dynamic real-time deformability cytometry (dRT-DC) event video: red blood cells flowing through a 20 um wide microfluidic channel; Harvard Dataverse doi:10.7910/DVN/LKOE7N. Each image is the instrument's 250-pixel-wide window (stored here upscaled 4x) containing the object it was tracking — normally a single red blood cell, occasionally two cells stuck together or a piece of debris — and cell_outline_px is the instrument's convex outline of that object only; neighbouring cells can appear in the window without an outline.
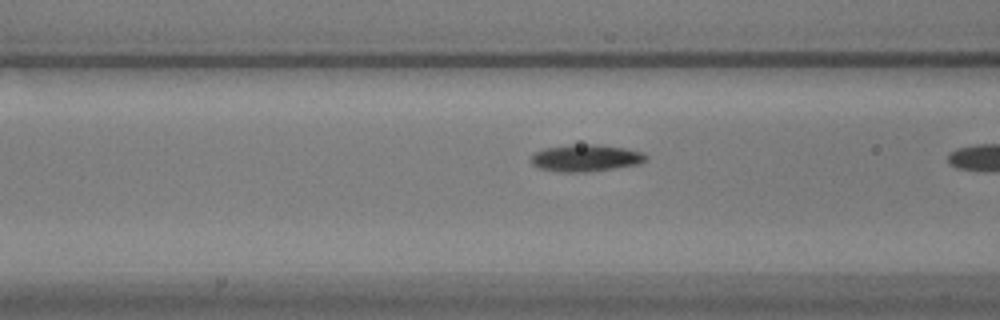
{"species": "common noctule bat (a hibernating species)", "species_latin": "Nyctalus noctula", "temperature_condition": "warm", "stored_images_in_passage": 20, "camera_frame_rate_fps": 3000, "um_per_image_px": 0.085, "animal": {"sex": "male", "body_mass_g": 17.9}, "frame": {"image": 1, "passage_image": 19, "time_ms": 6.0, "image_size_px": [1000, 320], "cell_outline_px": [[648, 160], [640, 164], [588, 172], [556, 172], [540, 168], [532, 164], [528, 156], [544, 148], [572, 144], [600, 144], [624, 148], [644, 152], [648, 156]], "centroid_in_image_um": [49.79, 13.42], "position_along_channel_um": 116.8, "area_um2": 18.44}}